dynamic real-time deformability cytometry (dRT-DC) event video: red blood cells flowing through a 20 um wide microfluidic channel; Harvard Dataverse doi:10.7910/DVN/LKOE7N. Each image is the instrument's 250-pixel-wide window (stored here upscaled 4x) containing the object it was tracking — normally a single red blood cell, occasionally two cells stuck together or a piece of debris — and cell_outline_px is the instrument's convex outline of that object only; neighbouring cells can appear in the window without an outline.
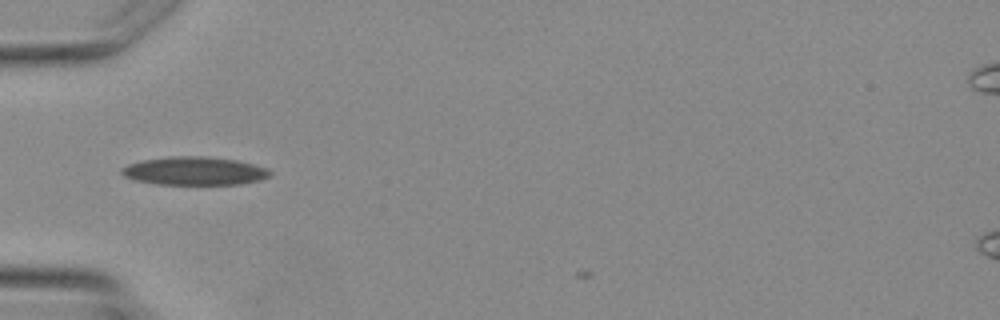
{"species": "Egyptian fruit bat (a non-hibernating species)", "species_latin": "Rousettus aegyptiacus", "temperature_condition": "warm", "stored_images_in_passage": 4, "camera_frame_rate_fps": 3000, "um_per_image_px": 0.085, "animal": {"sex": "female"}, "frame": {"image": 1, "passage_image": 4, "time_ms": 3.667, "image_size_px": [1000, 320], "cell_outline_px": [[272, 172], [268, 176], [260, 180], [240, 184], [156, 184], [132, 180], [124, 176], [120, 172], [128, 164], [144, 160], [172, 156], [200, 156], [236, 160], [268, 168]], "centroid_in_image_um": [16.52, 14.54], "position_along_channel_um": 68.5, "area_um2": 24.28}}